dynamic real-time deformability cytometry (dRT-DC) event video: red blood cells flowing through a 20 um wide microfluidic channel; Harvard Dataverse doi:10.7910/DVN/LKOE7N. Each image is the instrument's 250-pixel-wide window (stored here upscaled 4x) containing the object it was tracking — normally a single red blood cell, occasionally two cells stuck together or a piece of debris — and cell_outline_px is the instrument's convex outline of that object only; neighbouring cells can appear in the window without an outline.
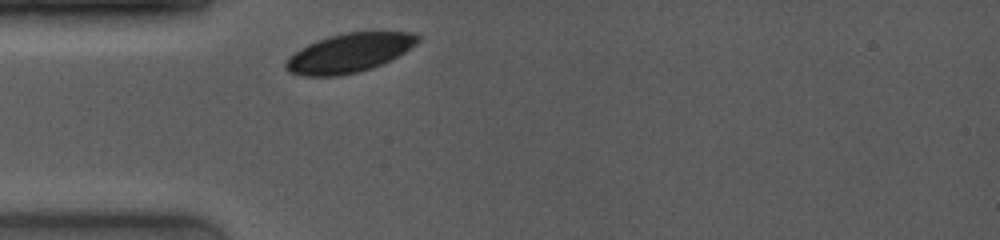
{"species": "common noctule bat (a hibernating species)", "species_latin": "Nyctalus noctula", "temperature_condition": "room temperature", "stored_images_in_passage": 6, "camera_frame_rate_fps": 4000, "um_per_image_px": 0.085, "animal": {"sex": "female", "body_mass_g": 19.0, "forearm_length_mm": 53.3}, "frame": {"image": 1, "passage_image": 1, "time_ms": 0.0, "image_size_px": [1000, 240], "cell_outline_px": [[420, 40], [416, 44], [404, 52], [372, 68], [340, 76], [304, 76], [288, 72], [284, 68], [284, 64], [300, 48], [308, 44], [328, 36], [344, 32], [412, 32], [420, 36]], "centroid_in_image_um": [29.67, 4.5], "position_along_channel_um": 55.3, "area_um2": 29.71}}
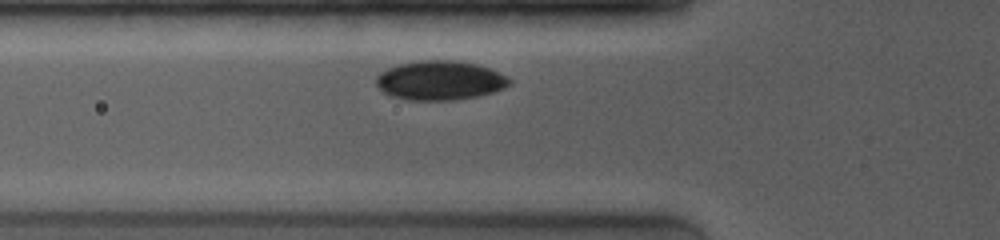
{"frame": {"image": 2, "passage_image": 3, "time_ms": 1.0, "image_size_px": [1000, 240], "cell_outline_px": [[512, 84], [504, 88], [480, 96], [452, 100], [408, 100], [392, 96], [384, 92], [376, 84], [376, 76], [380, 72], [388, 68], [400, 64], [424, 60], [452, 60], [476, 64], [488, 68], [508, 76], [512, 80]], "centroid_in_image_um": [37.42, 6.84], "position_along_channel_um": 88.4, "area_um2": 30.46}}